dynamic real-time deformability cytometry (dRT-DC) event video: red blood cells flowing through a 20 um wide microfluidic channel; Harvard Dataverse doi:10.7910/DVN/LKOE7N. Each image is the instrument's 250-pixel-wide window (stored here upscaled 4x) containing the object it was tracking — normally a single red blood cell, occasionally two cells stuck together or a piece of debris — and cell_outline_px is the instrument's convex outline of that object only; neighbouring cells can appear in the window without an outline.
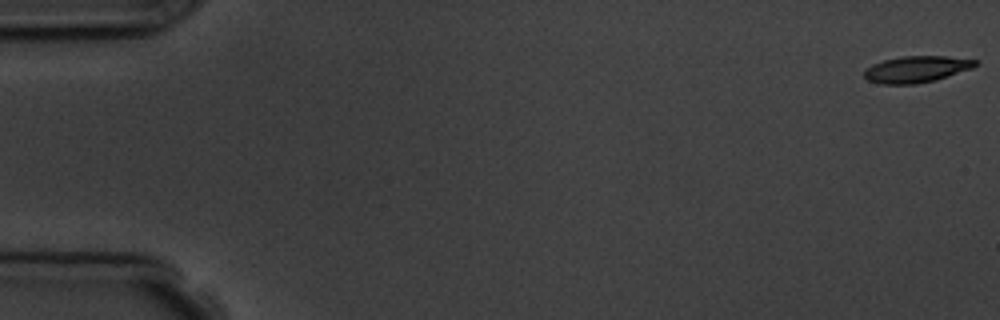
{"species": "common noctule bat (a hibernating species)", "species_latin": "Nyctalus noctula", "temperature_condition": "room temperature", "stored_images_in_passage": 9, "camera_frame_rate_fps": 3000, "um_per_image_px": 0.085, "animal": {"sex": "male", "body_mass_g": 19.5, "forearm_length_mm": 54.6}, "frame": {"image": 1, "passage_image": 1, "time_ms": 0.0, "image_size_px": [1000, 320], "cell_outline_px": [[980, 64], [972, 68], [936, 80], [916, 84], [880, 84], [868, 80], [864, 76], [864, 68], [872, 64], [884, 60], [900, 56], [944, 56], [976, 60]], "centroid_in_image_um": [77.88, 5.88], "position_along_channel_um": 7.1, "area_um2": 17.22}}
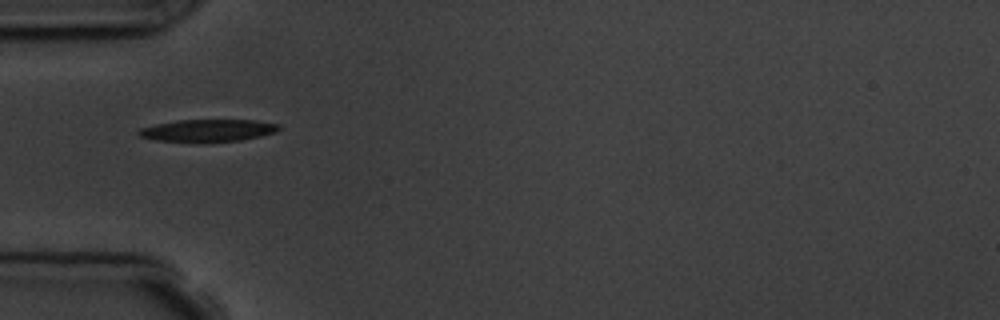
{"frame": {"image": 2, "passage_image": 6, "time_ms": 5.667, "image_size_px": [1000, 320], "cell_outline_px": [[280, 128], [276, 132], [260, 136], [240, 140], [196, 144], [156, 140], [140, 136], [136, 132], [140, 128], [156, 124], [176, 120], [256, 120], [280, 124]], "centroid_in_image_um": [17.64, 11.11], "position_along_channel_um": 67.4, "area_um2": 18.73}}